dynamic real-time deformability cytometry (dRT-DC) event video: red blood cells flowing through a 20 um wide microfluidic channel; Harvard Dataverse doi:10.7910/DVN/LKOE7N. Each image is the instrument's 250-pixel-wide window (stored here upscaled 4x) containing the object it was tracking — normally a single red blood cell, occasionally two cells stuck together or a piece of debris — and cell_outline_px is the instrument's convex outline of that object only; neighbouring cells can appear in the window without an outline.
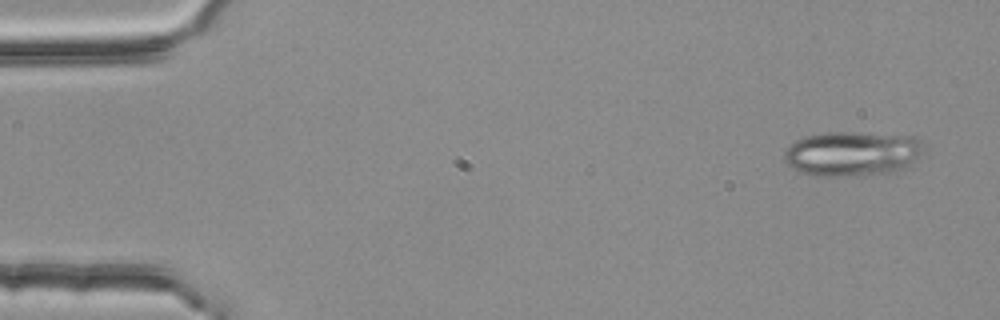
{"species": "common noctule bat (a hibernating species)", "species_latin": "Nyctalus noctula", "temperature_condition": "room temperature", "stored_images_in_passage": 4, "camera_frame_rate_fps": 3000, "um_per_image_px": 0.085, "animal": {"sex": "female", "body_mass_g": 25.1}, "frame": {"image": 1, "passage_image": 1, "time_ms": 0.0, "image_size_px": [1000, 320], "cell_outline_px": [[928, 148], [908, 168], [896, 172], [864, 176], [816, 176], [800, 172], [792, 168], [784, 160], [784, 152], [796, 140], [804, 136], [832, 132], [852, 132], [916, 136], [924, 140]], "centroid_in_image_um": [72.56, 13.07], "position_along_channel_um": 12.4, "area_um2": 37.34}}